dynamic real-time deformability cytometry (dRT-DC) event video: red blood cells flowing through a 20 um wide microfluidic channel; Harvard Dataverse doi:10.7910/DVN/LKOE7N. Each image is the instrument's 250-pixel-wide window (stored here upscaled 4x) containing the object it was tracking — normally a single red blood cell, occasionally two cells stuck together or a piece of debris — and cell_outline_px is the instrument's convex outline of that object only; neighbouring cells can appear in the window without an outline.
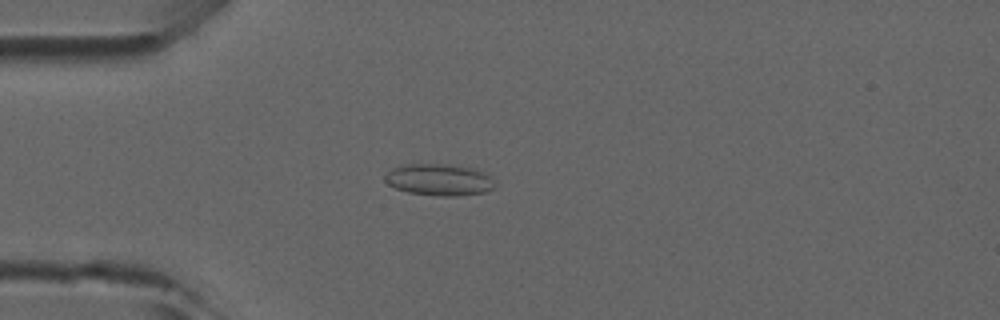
{"species": "common noctule bat (a hibernating species)", "species_latin": "Nyctalus noctula", "temperature_condition": "room temperature", "stored_images_in_passage": 48, "camera_frame_rate_fps": 3000, "um_per_image_px": 0.085, "animal": {"sex": "male", "forearm_length_mm": 52.5}, "frame": {"image": 1, "passage_image": 13, "time_ms": 4.0, "image_size_px": [1000, 320], "cell_outline_px": [[492, 188], [484, 192], [460, 196], [444, 196], [408, 192], [396, 188], [388, 184], [384, 180], [384, 176], [392, 168], [400, 164], [444, 164], [472, 168], [488, 176], [492, 180]], "centroid_in_image_um": [37.24, 15.27], "position_along_channel_um": 47.8, "area_um2": 19.94}}
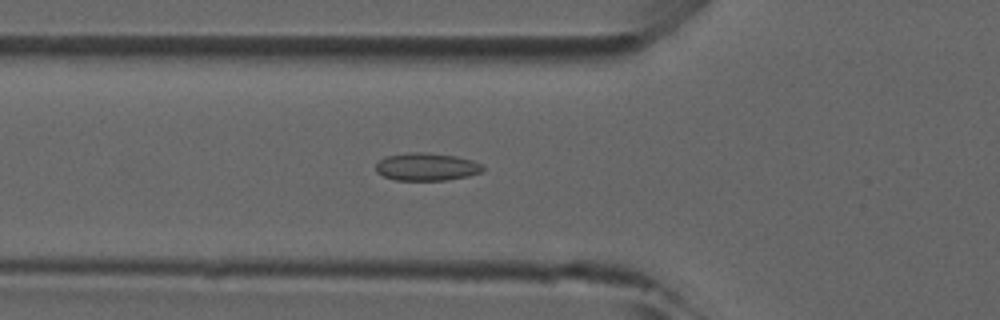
{"frame": {"image": 2, "passage_image": 17, "time_ms": 5.333, "image_size_px": [1000, 320], "cell_outline_px": [[484, 172], [468, 176], [444, 180], [396, 180], [384, 176], [376, 172], [376, 164], [380, 160], [388, 156], [408, 152], [424, 152], [456, 156], [472, 160], [480, 164], [484, 168]], "centroid_in_image_um": [36.27, 14.18], "position_along_channel_um": 89.5, "area_um2": 17.22}}
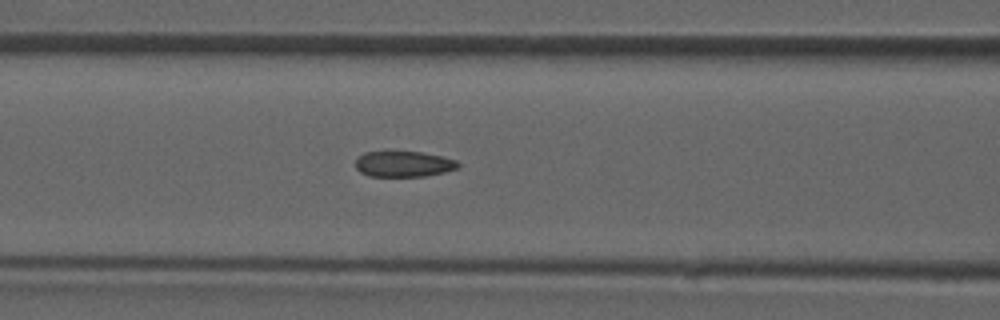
{"frame": {"image": 3, "passage_image": 20, "time_ms": 6.333, "image_size_px": [1000, 320], "cell_outline_px": [[460, 164], [456, 168], [444, 172], [424, 176], [368, 176], [360, 172], [356, 168], [356, 160], [364, 152], [420, 152], [440, 156], [456, 160]], "centroid_in_image_um": [34.29, 13.95], "position_along_channel_um": 132.3, "area_um2": 15.14}}